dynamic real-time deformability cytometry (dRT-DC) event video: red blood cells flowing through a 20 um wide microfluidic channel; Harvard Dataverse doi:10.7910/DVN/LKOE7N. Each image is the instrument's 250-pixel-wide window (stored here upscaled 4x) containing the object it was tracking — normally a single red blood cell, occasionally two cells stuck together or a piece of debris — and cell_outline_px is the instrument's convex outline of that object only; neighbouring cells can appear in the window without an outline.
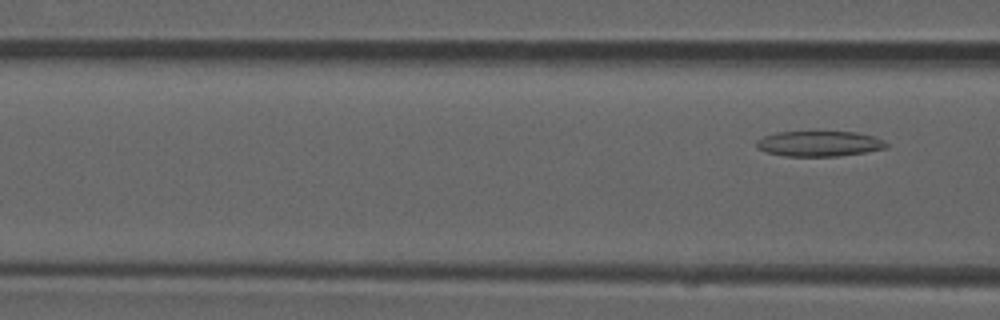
{"species": "common noctule bat (a hibernating species)", "species_latin": "Nyctalus noctula", "temperature_condition": "room temperature", "stored_images_in_passage": 5, "segment_of_instrument_passage": [2, 2], "camera_frame_rate_fps": 3000, "um_per_image_px": 0.085, "animal": {"sex": "male", "forearm_length_mm": 52.5}, "frame": {"image": 1, "passage_image": 5, "time_ms": 1.333, "image_size_px": [1000, 320], "cell_outline_px": [[888, 148], [864, 152], [836, 156], [784, 156], [768, 152], [756, 148], [756, 140], [764, 136], [776, 132], [856, 132], [872, 136], [884, 140], [888, 144]], "centroid_in_image_um": [69.62, 12.21], "position_along_channel_um": 97.0, "area_um2": 19.13}}